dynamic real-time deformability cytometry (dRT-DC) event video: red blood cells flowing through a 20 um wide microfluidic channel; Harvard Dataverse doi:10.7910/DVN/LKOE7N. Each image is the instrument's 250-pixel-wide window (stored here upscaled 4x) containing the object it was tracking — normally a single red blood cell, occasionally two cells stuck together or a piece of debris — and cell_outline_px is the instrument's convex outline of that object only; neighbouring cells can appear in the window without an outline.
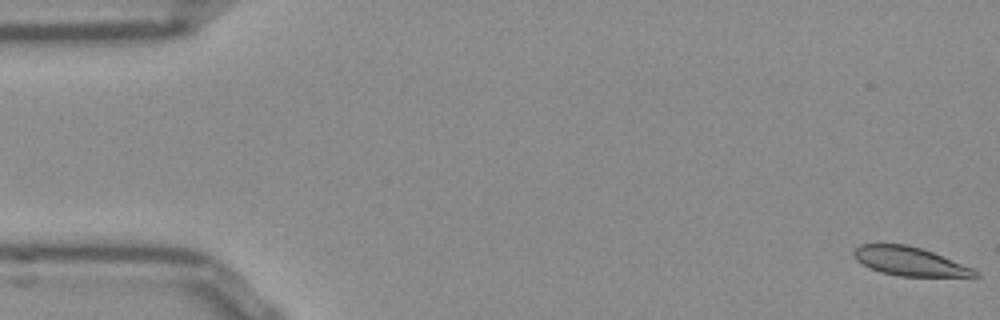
{"species": "Egyptian fruit bat (a non-hibernating species)", "species_latin": "Rousettus aegyptiacus", "temperature_condition": "room temperature", "stored_images_in_passage": 53, "camera_frame_rate_fps": 3000, "um_per_image_px": 0.085, "frame": {"image": 1, "passage_image": 1, "time_ms": 0.0, "image_size_px": [1000, 320], "cell_outline_px": [[980, 276], [900, 276], [880, 272], [868, 268], [856, 260], [852, 252], [860, 244], [908, 244], [932, 252], [972, 268], [980, 272]], "centroid_in_image_um": [77.27, 22.21], "position_along_channel_um": 7.7, "area_um2": 20.11}}
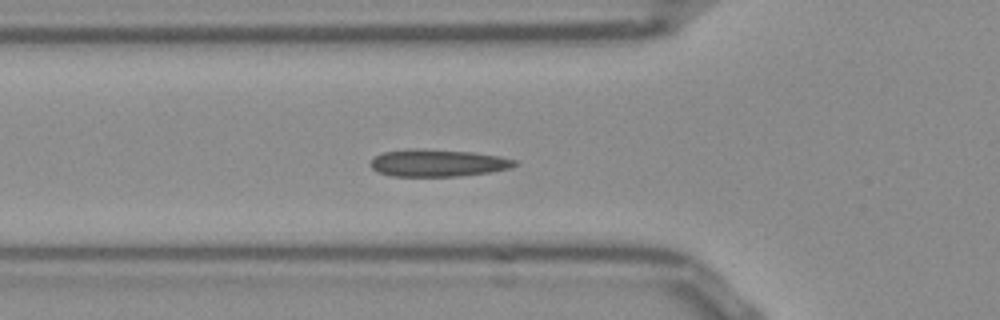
{"frame": {"image": 2, "passage_image": 18, "time_ms": 5.667, "image_size_px": [1000, 320], "cell_outline_px": [[516, 164], [512, 168], [488, 172], [460, 176], [392, 176], [380, 172], [372, 168], [372, 160], [376, 156], [384, 152], [416, 148], [424, 148], [472, 152], [500, 156], [516, 160]], "centroid_in_image_um": [37.25, 13.84], "position_along_channel_um": 88.5, "area_um2": 22.72}}
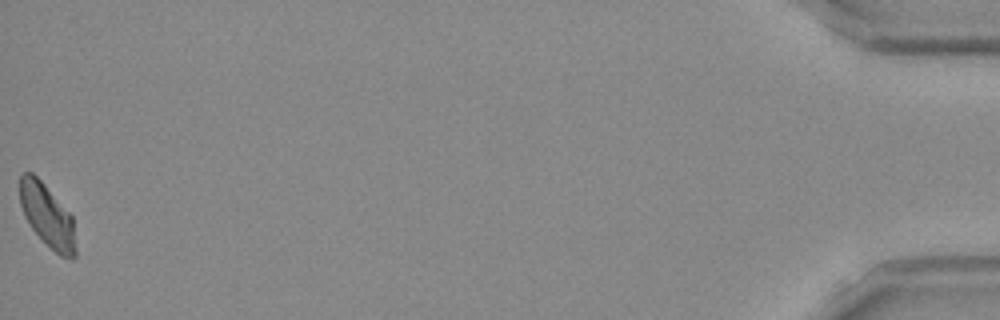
{"frame": {"image": 3, "passage_image": 53, "time_ms": 17.333, "image_size_px": [1000, 320], "cell_outline_px": [[76, 256], [72, 260], [60, 256], [32, 228], [24, 216], [20, 204], [20, 176], [24, 172], [32, 172], [44, 184], [72, 216], [76, 248]], "centroid_in_image_um": [4.02, 18.34], "position_along_channel_um": 431.2, "area_um2": 20.11}, "authors_computed_cell_mechanics": {"area_um2": 21.2704, "velocity_mm_per_s": 3.8292, "shape_relaxation_time_tau1_ms": 11.1122, "shape_relaxation_time_tau2_ms": 2.8992, "deformation_change_tau1": 0.1971, "deformation_change_tau2": 0.0674}}